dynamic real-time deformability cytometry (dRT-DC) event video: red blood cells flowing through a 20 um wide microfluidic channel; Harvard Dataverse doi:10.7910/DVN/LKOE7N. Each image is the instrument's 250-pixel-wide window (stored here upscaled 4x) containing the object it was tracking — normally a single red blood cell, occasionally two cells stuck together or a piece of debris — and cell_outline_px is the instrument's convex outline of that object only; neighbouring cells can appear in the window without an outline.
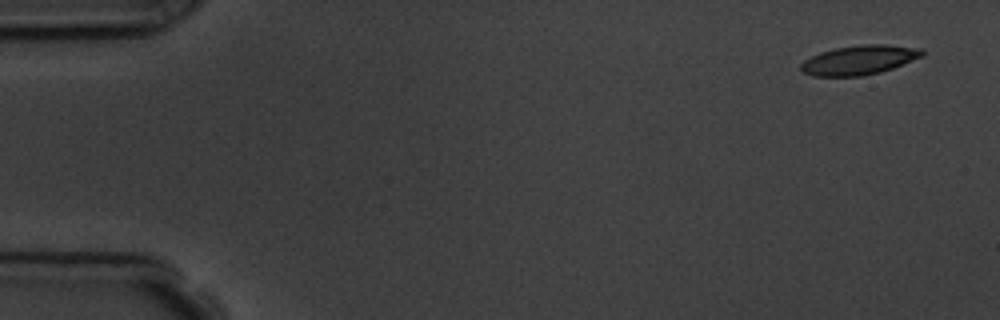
{"species": "common noctule bat (a hibernating species)", "species_latin": "Nyctalus noctula", "temperature_condition": "room temperature", "stored_images_in_passage": 16, "camera_frame_rate_fps": 3000, "um_per_image_px": 0.085, "animal": {"sex": "male", "body_mass_g": 19.5, "forearm_length_mm": 54.6}, "frame": {"image": 1, "passage_image": 1, "time_ms": 0.0, "image_size_px": [1000, 320], "cell_outline_px": [[924, 56], [892, 68], [880, 72], [864, 76], [812, 76], [804, 72], [800, 68], [800, 64], [804, 60], [820, 52], [836, 48], [860, 44], [884, 44], [924, 48]], "centroid_in_image_um": [73.06, 5.09], "position_along_channel_um": 11.9, "area_um2": 20.87}}
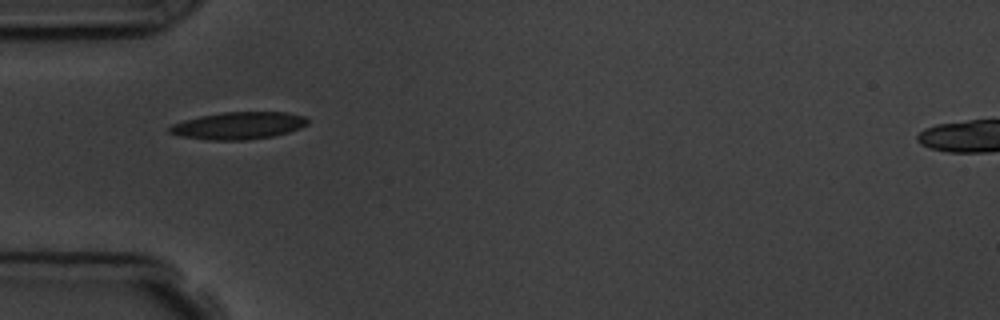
{"frame": {"image": 2, "passage_image": 5, "time_ms": 4.667, "image_size_px": [1000, 320], "cell_outline_px": [[308, 124], [300, 128], [288, 132], [272, 136], [244, 140], [208, 140], [180, 136], [168, 132], [168, 128], [172, 124], [184, 120], [200, 116], [220, 112], [288, 112], [304, 116], [308, 120]], "centroid_in_image_um": [20.26, 10.67], "position_along_channel_um": 64.7, "area_um2": 21.96}}
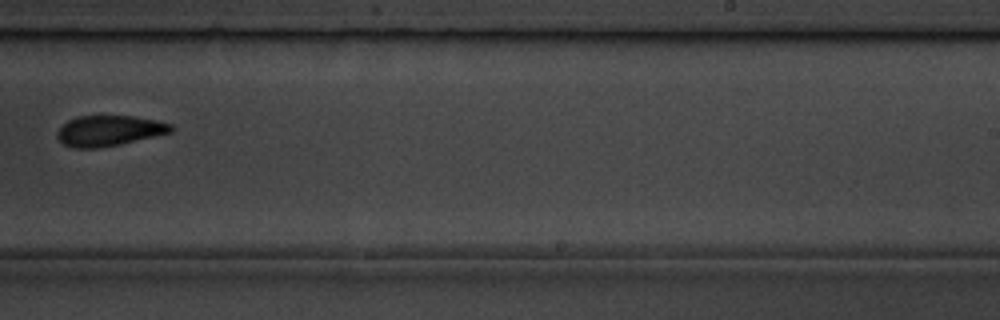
{"frame": {"image": 3, "passage_image": 10, "time_ms": 10.333, "image_size_px": [1000, 320], "cell_outline_px": [[172, 132], [120, 144], [96, 148], [76, 148], [64, 144], [56, 136], [56, 132], [68, 120], [76, 116], [136, 116], [156, 120], [172, 124]], "centroid_in_image_um": [9.27, 11.1], "position_along_channel_um": 279.7, "area_um2": 20.11}, "authors_computed_cell_mechanics": {"area_um2": 20.5768, "velocity_mm_per_s": 3.8233, "shape_relaxation_time_tau1_ms": 4.3458, "shape_relaxation_time_tau2_ms": 2.6625, "deformation_change_tau1": 0.1159, "deformation_change_tau2": 0.0706}}